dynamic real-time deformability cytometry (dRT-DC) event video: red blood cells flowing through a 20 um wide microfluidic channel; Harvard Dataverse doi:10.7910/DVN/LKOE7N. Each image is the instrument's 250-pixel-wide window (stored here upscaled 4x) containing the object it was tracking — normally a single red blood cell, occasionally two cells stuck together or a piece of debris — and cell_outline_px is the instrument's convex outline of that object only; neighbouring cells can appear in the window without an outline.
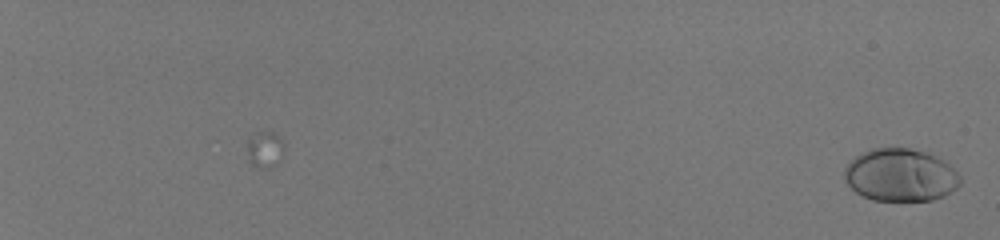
{"species": "human", "species_latin": "Homo sapiens", "temperature_condition": "room temperature", "stored_images_in_passage": 57, "camera_frame_rate_fps": 3000, "um_per_image_px": 0.085, "donor": {"sex": "male"}, "frame": {"image": 1, "passage_image": 1, "time_ms": 0.0, "image_size_px": [1000, 240], "cell_outline_px": [[960, 184], [952, 192], [944, 196], [932, 200], [872, 200], [856, 192], [844, 180], [844, 168], [860, 152], [872, 148], [908, 148], [924, 152], [936, 156], [948, 164], [960, 176]], "centroid_in_image_um": [76.53, 14.88], "position_along_channel_um": 8.5, "area_um2": 35.43}}
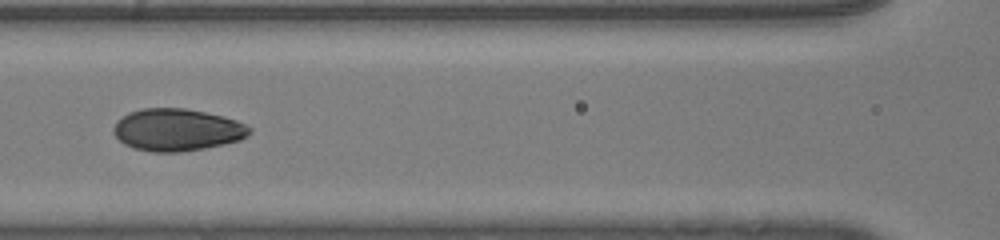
{"frame": {"image": 2, "passage_image": 33, "time_ms": 10.667, "image_size_px": [1000, 240], "cell_outline_px": [[252, 132], [248, 136], [240, 140], [224, 144], [204, 148], [180, 152], [152, 152], [132, 148], [124, 144], [112, 132], [112, 128], [116, 120], [128, 112], [140, 108], [184, 108], [224, 116], [236, 120], [252, 128]], "centroid_in_image_um": [15.03, 11.03], "position_along_channel_um": 151.6, "area_um2": 33.76}}
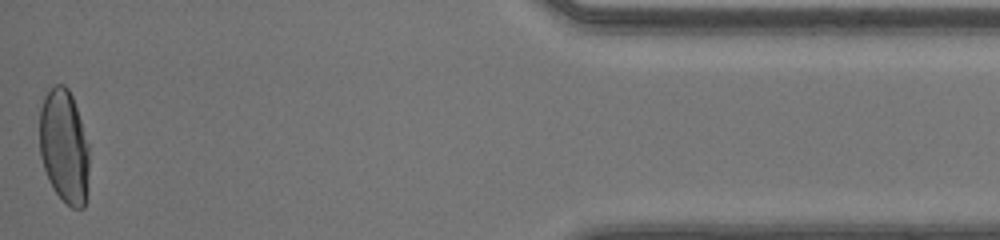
{"frame": {"image": 3, "passage_image": 57, "time_ms": 18.667, "image_size_px": [1000, 240], "cell_outline_px": [[88, 172], [84, 208], [72, 208], [52, 188], [48, 180], [40, 156], [40, 108], [44, 96], [56, 84], [64, 84], [68, 88], [72, 96], [88, 144]], "centroid_in_image_um": [5.43, 12.44], "position_along_channel_um": 429.8, "area_um2": 32.54}, "authors_computed_cell_mechanics": {"area_um2": 33.235, "velocity_mm_per_s": 4.132, "shape_relaxation_time_tau1_ms": 6.3809, "shape_relaxation_time_tau2_ms": null, "deformation_change_tau1": 0.2327, "deformation_change_tau2": null}}